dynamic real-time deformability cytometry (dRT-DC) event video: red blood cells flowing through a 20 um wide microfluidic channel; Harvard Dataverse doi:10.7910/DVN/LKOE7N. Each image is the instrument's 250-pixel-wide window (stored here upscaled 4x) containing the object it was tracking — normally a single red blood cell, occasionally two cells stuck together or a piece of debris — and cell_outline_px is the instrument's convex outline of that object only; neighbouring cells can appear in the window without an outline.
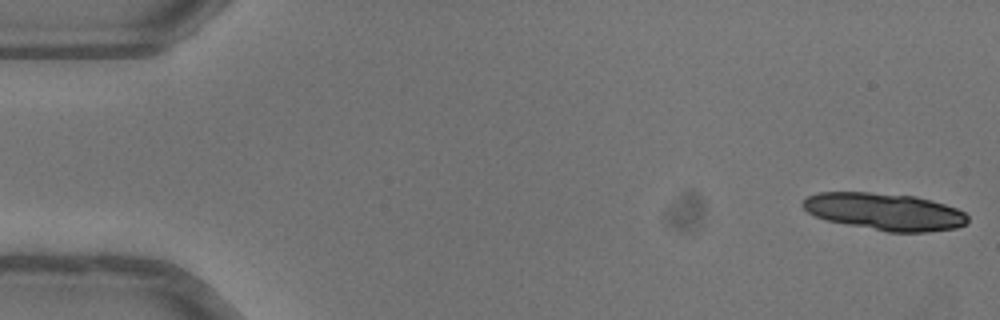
{"species": "common noctule bat (a hibernating species)", "species_latin": "Nyctalus noctula", "temperature_condition": "warm", "stored_images_in_passage": 9, "segment_of_instrument_passage": [1, 2], "camera_frame_rate_fps": 3000, "um_per_image_px": 0.085, "animal": {"sex": "female"}, "frame": {"image": 1, "passage_image": 1, "time_ms": 0.0, "image_size_px": [1000, 320], "cell_outline_px": [[964, 224], [944, 228], [884, 228], [836, 220], [824, 216], [816, 212], [816, 196], [840, 192], [848, 192], [924, 200], [952, 208], [960, 212], [964, 216]], "centroid_in_image_um": [75.39, 17.96], "position_along_channel_um": 9.6, "area_um2": 28.5}}